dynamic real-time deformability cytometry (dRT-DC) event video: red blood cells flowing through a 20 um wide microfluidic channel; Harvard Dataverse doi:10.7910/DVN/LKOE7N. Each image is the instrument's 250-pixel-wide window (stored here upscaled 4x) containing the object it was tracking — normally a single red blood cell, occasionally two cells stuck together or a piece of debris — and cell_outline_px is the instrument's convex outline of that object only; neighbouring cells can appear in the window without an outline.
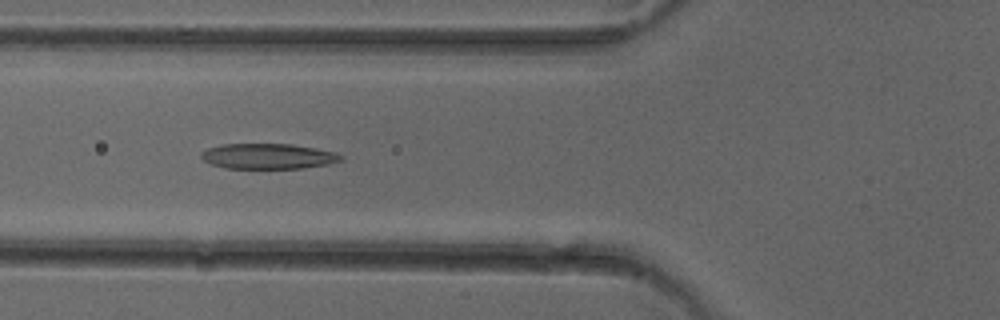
{"species": "common noctule bat (a hibernating species)", "species_latin": "Nyctalus noctula", "temperature_condition": "cold", "stored_images_in_passage": 34, "camera_frame_rate_fps": 3000, "um_per_image_px": 0.085, "animal": {"sex": "female"}, "frame": {"image": 1, "passage_image": 12, "time_ms": 3.667, "image_size_px": [1000, 320], "cell_outline_px": [[344, 160], [328, 164], [304, 168], [224, 168], [212, 164], [204, 160], [200, 156], [200, 152], [208, 148], [224, 144], [292, 144], [316, 148], [336, 152], [344, 156]], "centroid_in_image_um": [22.83, 13.28], "position_along_channel_um": 103.0, "area_um2": 20.75}}
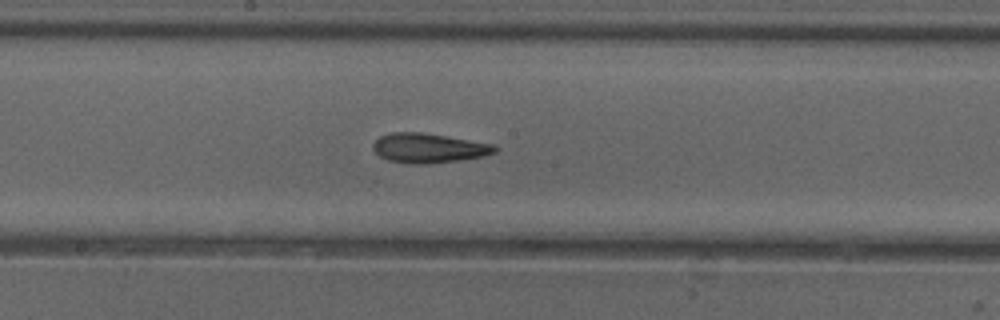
{"frame": {"image": 2, "passage_image": 20, "time_ms": 6.333, "image_size_px": [1000, 320], "cell_outline_px": [[500, 148], [496, 152], [484, 156], [460, 160], [428, 164], [412, 164], [388, 160], [380, 156], [372, 148], [372, 144], [380, 136], [392, 132], [420, 132], [496, 144]], "centroid_in_image_um": [36.47, 12.59], "position_along_channel_um": 211.7, "area_um2": 21.1}}
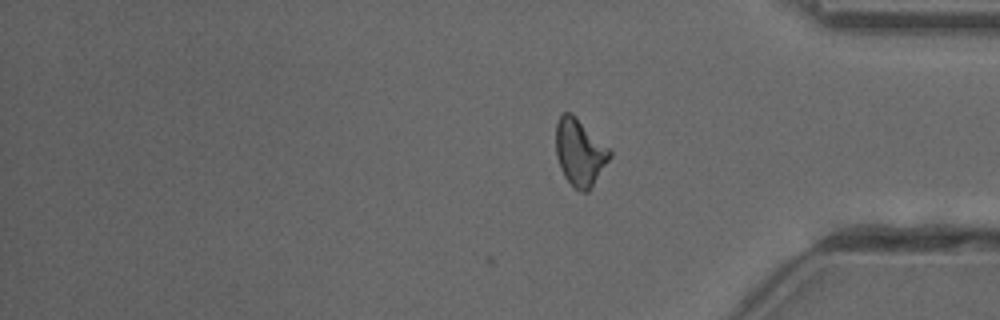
{"frame": {"image": 3, "passage_image": 34, "time_ms": 11.0, "image_size_px": [1000, 320], "cell_outline_px": [[612, 156], [588, 192], [580, 192], [564, 176], [560, 168], [556, 156], [556, 124], [560, 116], [564, 112], [572, 112], [612, 152]], "centroid_in_image_um": [49.27, 12.95], "position_along_channel_um": 385.9, "area_um2": 20.81}, "authors_computed_cell_mechanics": {"area_um2": 20.6924, "velocity_mm_per_s": 4.0539, "shape_relaxation_time_tau1_ms": 9.1871, "shape_relaxation_time_tau2_ms": 3.7843, "deformation_change_tau1": 0.2039, "deformation_change_tau2": 0.1368}}